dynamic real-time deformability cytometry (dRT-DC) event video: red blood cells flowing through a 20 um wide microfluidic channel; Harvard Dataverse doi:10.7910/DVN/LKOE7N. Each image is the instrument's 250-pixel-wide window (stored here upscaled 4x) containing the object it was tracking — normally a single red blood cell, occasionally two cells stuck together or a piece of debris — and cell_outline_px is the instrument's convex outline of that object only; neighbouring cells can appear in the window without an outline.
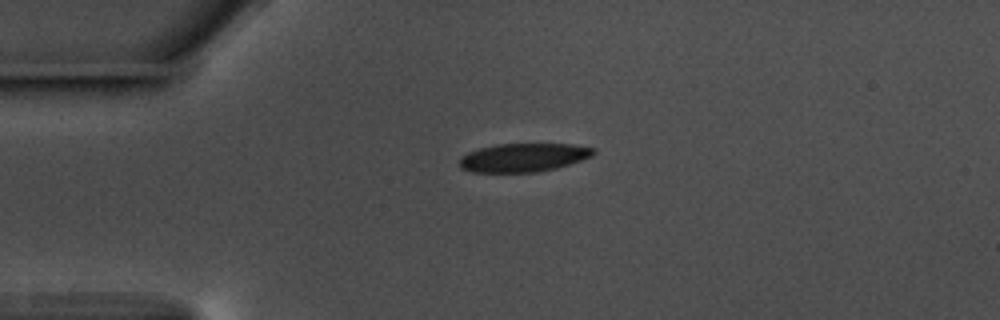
{"species": "common noctule bat (a hibernating species)", "species_latin": "Nyctalus noctula", "temperature_condition": "warm", "stored_images_in_passage": 45, "camera_frame_rate_fps": 3000, "um_per_image_px": 0.085, "animal": {"sex": "male", "body_mass_g": 17.5, "forearm_length_mm": 52.3}, "frame": {"image": 1, "passage_image": 1, "time_ms": 0.0, "image_size_px": [1000, 320], "cell_outline_px": [[596, 152], [592, 156], [556, 168], [536, 172], [472, 172], [460, 168], [460, 156], [468, 152], [480, 148], [496, 144], [572, 144], [596, 148]], "centroid_in_image_um": [44.48, 13.38], "position_along_channel_um": 40.5, "area_um2": 22.25}}
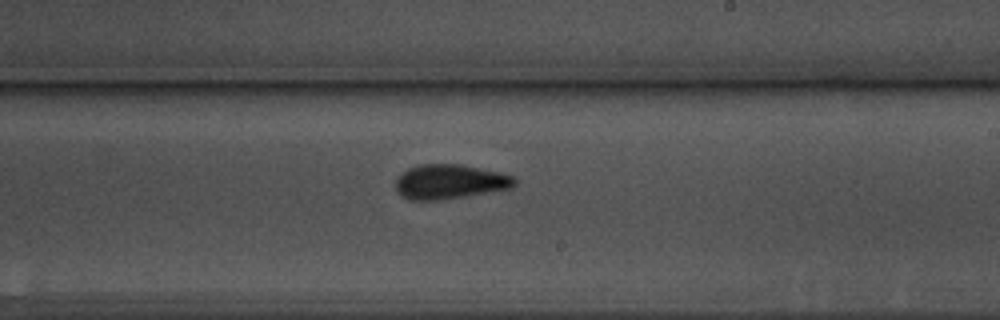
{"frame": {"image": 2, "passage_image": 21, "time_ms": 6.667, "image_size_px": [1000, 320], "cell_outline_px": [[516, 184], [512, 188], [464, 196], [436, 200], [408, 200], [400, 196], [396, 192], [396, 180], [400, 172], [408, 168], [420, 164], [460, 164], [516, 176]], "centroid_in_image_um": [38.19, 15.44], "position_along_channel_um": 250.8, "area_um2": 24.04}}
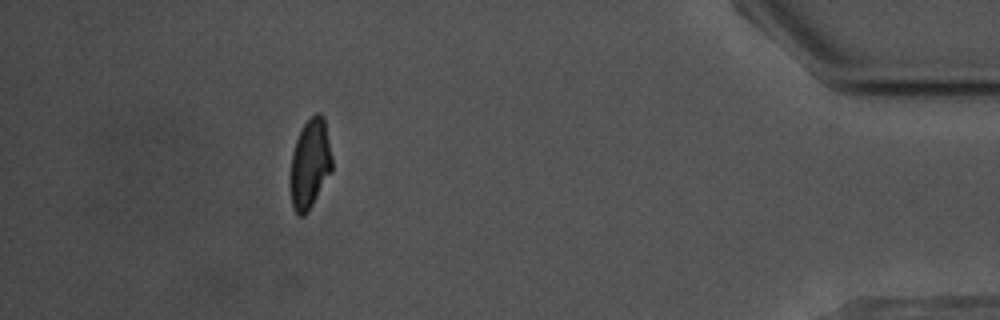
{"frame": {"image": 3, "passage_image": 39, "time_ms": 12.667, "image_size_px": [1000, 320], "cell_outline_px": [[332, 172], [308, 212], [304, 216], [300, 216], [296, 212], [292, 204], [292, 152], [300, 128], [316, 112], [320, 112], [324, 116], [332, 156]], "centroid_in_image_um": [26.39, 13.89], "position_along_channel_um": 408.8, "area_um2": 21.56}, "authors_computed_cell_mechanics": {"area_um2": 23.1778, "velocity_mm_per_s": 3.557, "shape_relaxation_time_tau1_ms": 3.6915, "shape_relaxation_time_tau2_ms": 1.8203, "deformation_change_tau1": 0.1189, "deformation_change_tau2": 0.0888}}